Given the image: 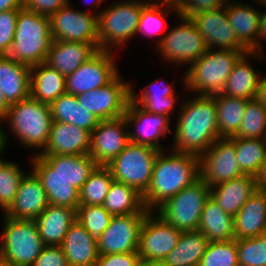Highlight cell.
Here are the masks:
<instances>
[{"instance_id": "9f6ffc18", "label": "cell", "mask_w": 266, "mask_h": 266, "mask_svg": "<svg viewBox=\"0 0 266 266\" xmlns=\"http://www.w3.org/2000/svg\"><path fill=\"white\" fill-rule=\"evenodd\" d=\"M266 108V76L261 75L256 98Z\"/></svg>"}, {"instance_id": "f35d334b", "label": "cell", "mask_w": 266, "mask_h": 266, "mask_svg": "<svg viewBox=\"0 0 266 266\" xmlns=\"http://www.w3.org/2000/svg\"><path fill=\"white\" fill-rule=\"evenodd\" d=\"M235 143L237 162L244 174L256 176L266 159V139L231 137Z\"/></svg>"}, {"instance_id": "bcb514c9", "label": "cell", "mask_w": 266, "mask_h": 266, "mask_svg": "<svg viewBox=\"0 0 266 266\" xmlns=\"http://www.w3.org/2000/svg\"><path fill=\"white\" fill-rule=\"evenodd\" d=\"M239 266H266V233L236 239Z\"/></svg>"}, {"instance_id": "d4e9b609", "label": "cell", "mask_w": 266, "mask_h": 266, "mask_svg": "<svg viewBox=\"0 0 266 266\" xmlns=\"http://www.w3.org/2000/svg\"><path fill=\"white\" fill-rule=\"evenodd\" d=\"M0 91L9 105L30 96V66L0 55Z\"/></svg>"}, {"instance_id": "db71d44e", "label": "cell", "mask_w": 266, "mask_h": 266, "mask_svg": "<svg viewBox=\"0 0 266 266\" xmlns=\"http://www.w3.org/2000/svg\"><path fill=\"white\" fill-rule=\"evenodd\" d=\"M255 178L257 190L266 192V159L263 161L261 168Z\"/></svg>"}, {"instance_id": "4316f807", "label": "cell", "mask_w": 266, "mask_h": 266, "mask_svg": "<svg viewBox=\"0 0 266 266\" xmlns=\"http://www.w3.org/2000/svg\"><path fill=\"white\" fill-rule=\"evenodd\" d=\"M266 233V192L257 190L234 216L235 239Z\"/></svg>"}, {"instance_id": "7a4b0ae2", "label": "cell", "mask_w": 266, "mask_h": 266, "mask_svg": "<svg viewBox=\"0 0 266 266\" xmlns=\"http://www.w3.org/2000/svg\"><path fill=\"white\" fill-rule=\"evenodd\" d=\"M166 151L158 154L149 188L143 195V202L148 211L157 210L172 196L200 178L198 155Z\"/></svg>"}, {"instance_id": "60d3db41", "label": "cell", "mask_w": 266, "mask_h": 266, "mask_svg": "<svg viewBox=\"0 0 266 266\" xmlns=\"http://www.w3.org/2000/svg\"><path fill=\"white\" fill-rule=\"evenodd\" d=\"M239 138L266 139V108L257 100H249L240 128Z\"/></svg>"}, {"instance_id": "30bf717a", "label": "cell", "mask_w": 266, "mask_h": 266, "mask_svg": "<svg viewBox=\"0 0 266 266\" xmlns=\"http://www.w3.org/2000/svg\"><path fill=\"white\" fill-rule=\"evenodd\" d=\"M181 24L171 28L158 39L157 50L164 61L175 65L192 64L207 50L204 37L190 18L177 15Z\"/></svg>"}, {"instance_id": "2e32d148", "label": "cell", "mask_w": 266, "mask_h": 266, "mask_svg": "<svg viewBox=\"0 0 266 266\" xmlns=\"http://www.w3.org/2000/svg\"><path fill=\"white\" fill-rule=\"evenodd\" d=\"M124 116L101 120L91 132L89 155L98 164L107 166L130 143Z\"/></svg>"}, {"instance_id": "f1b7e54d", "label": "cell", "mask_w": 266, "mask_h": 266, "mask_svg": "<svg viewBox=\"0 0 266 266\" xmlns=\"http://www.w3.org/2000/svg\"><path fill=\"white\" fill-rule=\"evenodd\" d=\"M75 220V209L52 204L35 219L39 235L46 246H60Z\"/></svg>"}, {"instance_id": "b9f144b4", "label": "cell", "mask_w": 266, "mask_h": 266, "mask_svg": "<svg viewBox=\"0 0 266 266\" xmlns=\"http://www.w3.org/2000/svg\"><path fill=\"white\" fill-rule=\"evenodd\" d=\"M172 10L176 11L175 13L178 15V8L174 4L156 2L147 3L142 8L137 35L141 32V36L142 34L148 37L158 36L162 31V28H164L165 17H167L169 13H172Z\"/></svg>"}, {"instance_id": "6da1fadb", "label": "cell", "mask_w": 266, "mask_h": 266, "mask_svg": "<svg viewBox=\"0 0 266 266\" xmlns=\"http://www.w3.org/2000/svg\"><path fill=\"white\" fill-rule=\"evenodd\" d=\"M179 108L171 150L200 156L220 138L214 97L187 98Z\"/></svg>"}, {"instance_id": "d6a6232c", "label": "cell", "mask_w": 266, "mask_h": 266, "mask_svg": "<svg viewBox=\"0 0 266 266\" xmlns=\"http://www.w3.org/2000/svg\"><path fill=\"white\" fill-rule=\"evenodd\" d=\"M198 231L202 232L209 242L234 240V217L209 196L203 206Z\"/></svg>"}, {"instance_id": "7c38bea8", "label": "cell", "mask_w": 266, "mask_h": 266, "mask_svg": "<svg viewBox=\"0 0 266 266\" xmlns=\"http://www.w3.org/2000/svg\"><path fill=\"white\" fill-rule=\"evenodd\" d=\"M78 102L99 121L124 116L131 99V84L119 73L106 86L76 95Z\"/></svg>"}, {"instance_id": "cb8c5ba5", "label": "cell", "mask_w": 266, "mask_h": 266, "mask_svg": "<svg viewBox=\"0 0 266 266\" xmlns=\"http://www.w3.org/2000/svg\"><path fill=\"white\" fill-rule=\"evenodd\" d=\"M60 246L68 266H95L99 257L97 242L78 220L71 224Z\"/></svg>"}, {"instance_id": "f546056e", "label": "cell", "mask_w": 266, "mask_h": 266, "mask_svg": "<svg viewBox=\"0 0 266 266\" xmlns=\"http://www.w3.org/2000/svg\"><path fill=\"white\" fill-rule=\"evenodd\" d=\"M262 53L246 52L244 53L233 67L231 74L228 76L223 94L246 100L256 98L257 90L260 83V73L249 64L248 58L257 57L261 59Z\"/></svg>"}, {"instance_id": "9c48e42d", "label": "cell", "mask_w": 266, "mask_h": 266, "mask_svg": "<svg viewBox=\"0 0 266 266\" xmlns=\"http://www.w3.org/2000/svg\"><path fill=\"white\" fill-rule=\"evenodd\" d=\"M210 187L199 178L162 204L155 212L181 232L196 231Z\"/></svg>"}, {"instance_id": "603a6c76", "label": "cell", "mask_w": 266, "mask_h": 266, "mask_svg": "<svg viewBox=\"0 0 266 266\" xmlns=\"http://www.w3.org/2000/svg\"><path fill=\"white\" fill-rule=\"evenodd\" d=\"M98 51L99 43L53 40L45 63L66 77Z\"/></svg>"}, {"instance_id": "83f0119b", "label": "cell", "mask_w": 266, "mask_h": 266, "mask_svg": "<svg viewBox=\"0 0 266 266\" xmlns=\"http://www.w3.org/2000/svg\"><path fill=\"white\" fill-rule=\"evenodd\" d=\"M227 0L226 14L238 40L250 51L256 52L261 10L240 1ZM240 2V3H239ZM256 8V9H255Z\"/></svg>"}, {"instance_id": "f907efd6", "label": "cell", "mask_w": 266, "mask_h": 266, "mask_svg": "<svg viewBox=\"0 0 266 266\" xmlns=\"http://www.w3.org/2000/svg\"><path fill=\"white\" fill-rule=\"evenodd\" d=\"M31 266H68L61 246H45Z\"/></svg>"}, {"instance_id": "277c9868", "label": "cell", "mask_w": 266, "mask_h": 266, "mask_svg": "<svg viewBox=\"0 0 266 266\" xmlns=\"http://www.w3.org/2000/svg\"><path fill=\"white\" fill-rule=\"evenodd\" d=\"M52 41L50 17L21 8L7 56L29 66L44 63Z\"/></svg>"}, {"instance_id": "7bdbcfd3", "label": "cell", "mask_w": 266, "mask_h": 266, "mask_svg": "<svg viewBox=\"0 0 266 266\" xmlns=\"http://www.w3.org/2000/svg\"><path fill=\"white\" fill-rule=\"evenodd\" d=\"M25 173L16 162L5 159L0 161V209L3 213L13 203Z\"/></svg>"}, {"instance_id": "ba28073f", "label": "cell", "mask_w": 266, "mask_h": 266, "mask_svg": "<svg viewBox=\"0 0 266 266\" xmlns=\"http://www.w3.org/2000/svg\"><path fill=\"white\" fill-rule=\"evenodd\" d=\"M161 151L130 142L107 167L115 181L122 182L144 195L149 188L153 167Z\"/></svg>"}, {"instance_id": "e0dca14e", "label": "cell", "mask_w": 266, "mask_h": 266, "mask_svg": "<svg viewBox=\"0 0 266 266\" xmlns=\"http://www.w3.org/2000/svg\"><path fill=\"white\" fill-rule=\"evenodd\" d=\"M148 213L112 216L97 242L99 255L137 252L142 223Z\"/></svg>"}, {"instance_id": "5b68a950", "label": "cell", "mask_w": 266, "mask_h": 266, "mask_svg": "<svg viewBox=\"0 0 266 266\" xmlns=\"http://www.w3.org/2000/svg\"><path fill=\"white\" fill-rule=\"evenodd\" d=\"M4 121L22 147L45 148L52 124L50 105L28 97L10 105Z\"/></svg>"}, {"instance_id": "d590c367", "label": "cell", "mask_w": 266, "mask_h": 266, "mask_svg": "<svg viewBox=\"0 0 266 266\" xmlns=\"http://www.w3.org/2000/svg\"><path fill=\"white\" fill-rule=\"evenodd\" d=\"M208 243L198 230L181 232L178 244L162 262L167 266H199Z\"/></svg>"}, {"instance_id": "1f68e13d", "label": "cell", "mask_w": 266, "mask_h": 266, "mask_svg": "<svg viewBox=\"0 0 266 266\" xmlns=\"http://www.w3.org/2000/svg\"><path fill=\"white\" fill-rule=\"evenodd\" d=\"M60 176L81 190L83 184L98 166L89 154L40 155Z\"/></svg>"}, {"instance_id": "be15d7a7", "label": "cell", "mask_w": 266, "mask_h": 266, "mask_svg": "<svg viewBox=\"0 0 266 266\" xmlns=\"http://www.w3.org/2000/svg\"><path fill=\"white\" fill-rule=\"evenodd\" d=\"M254 2H256L258 5H263V6H265L266 7V0H254ZM265 11H266V9H265Z\"/></svg>"}, {"instance_id": "d6986e66", "label": "cell", "mask_w": 266, "mask_h": 266, "mask_svg": "<svg viewBox=\"0 0 266 266\" xmlns=\"http://www.w3.org/2000/svg\"><path fill=\"white\" fill-rule=\"evenodd\" d=\"M190 19L204 37L208 49L249 51L238 40L228 20L225 6L200 12Z\"/></svg>"}, {"instance_id": "11a10c76", "label": "cell", "mask_w": 266, "mask_h": 266, "mask_svg": "<svg viewBox=\"0 0 266 266\" xmlns=\"http://www.w3.org/2000/svg\"><path fill=\"white\" fill-rule=\"evenodd\" d=\"M21 8L22 0H0V12L20 10Z\"/></svg>"}, {"instance_id": "7dc6e473", "label": "cell", "mask_w": 266, "mask_h": 266, "mask_svg": "<svg viewBox=\"0 0 266 266\" xmlns=\"http://www.w3.org/2000/svg\"><path fill=\"white\" fill-rule=\"evenodd\" d=\"M19 10L0 12V55H7L11 49L16 30Z\"/></svg>"}, {"instance_id": "ffe728a7", "label": "cell", "mask_w": 266, "mask_h": 266, "mask_svg": "<svg viewBox=\"0 0 266 266\" xmlns=\"http://www.w3.org/2000/svg\"><path fill=\"white\" fill-rule=\"evenodd\" d=\"M48 205L42 182L32 170L21 179L14 201L3 215L12 219L35 220Z\"/></svg>"}, {"instance_id": "44dd1931", "label": "cell", "mask_w": 266, "mask_h": 266, "mask_svg": "<svg viewBox=\"0 0 266 266\" xmlns=\"http://www.w3.org/2000/svg\"><path fill=\"white\" fill-rule=\"evenodd\" d=\"M91 133L69 123L53 121L48 142L38 155L89 154Z\"/></svg>"}, {"instance_id": "74e56055", "label": "cell", "mask_w": 266, "mask_h": 266, "mask_svg": "<svg viewBox=\"0 0 266 266\" xmlns=\"http://www.w3.org/2000/svg\"><path fill=\"white\" fill-rule=\"evenodd\" d=\"M217 109V127L220 138L235 136L240 128L249 100L218 94L213 96Z\"/></svg>"}, {"instance_id": "8fae6325", "label": "cell", "mask_w": 266, "mask_h": 266, "mask_svg": "<svg viewBox=\"0 0 266 266\" xmlns=\"http://www.w3.org/2000/svg\"><path fill=\"white\" fill-rule=\"evenodd\" d=\"M155 215V216H154ZM181 231L150 211L142 223L138 251L142 263L160 262L178 244Z\"/></svg>"}, {"instance_id": "f6af8a7d", "label": "cell", "mask_w": 266, "mask_h": 266, "mask_svg": "<svg viewBox=\"0 0 266 266\" xmlns=\"http://www.w3.org/2000/svg\"><path fill=\"white\" fill-rule=\"evenodd\" d=\"M199 266H239L236 239L209 242Z\"/></svg>"}, {"instance_id": "8d00e7d4", "label": "cell", "mask_w": 266, "mask_h": 266, "mask_svg": "<svg viewBox=\"0 0 266 266\" xmlns=\"http://www.w3.org/2000/svg\"><path fill=\"white\" fill-rule=\"evenodd\" d=\"M103 207L112 215L149 213L143 202V195L122 182L113 180Z\"/></svg>"}, {"instance_id": "484cf974", "label": "cell", "mask_w": 266, "mask_h": 266, "mask_svg": "<svg viewBox=\"0 0 266 266\" xmlns=\"http://www.w3.org/2000/svg\"><path fill=\"white\" fill-rule=\"evenodd\" d=\"M256 191L255 176L244 174L210 187V196L225 213L234 217Z\"/></svg>"}, {"instance_id": "4dcf8cb0", "label": "cell", "mask_w": 266, "mask_h": 266, "mask_svg": "<svg viewBox=\"0 0 266 266\" xmlns=\"http://www.w3.org/2000/svg\"><path fill=\"white\" fill-rule=\"evenodd\" d=\"M66 93L65 77L47 63L30 66V97L51 104Z\"/></svg>"}, {"instance_id": "681fc988", "label": "cell", "mask_w": 266, "mask_h": 266, "mask_svg": "<svg viewBox=\"0 0 266 266\" xmlns=\"http://www.w3.org/2000/svg\"><path fill=\"white\" fill-rule=\"evenodd\" d=\"M137 252L99 255L95 266H141Z\"/></svg>"}, {"instance_id": "3957f363", "label": "cell", "mask_w": 266, "mask_h": 266, "mask_svg": "<svg viewBox=\"0 0 266 266\" xmlns=\"http://www.w3.org/2000/svg\"><path fill=\"white\" fill-rule=\"evenodd\" d=\"M246 52L249 51L208 49L183 75L184 88L199 96L222 94L234 65Z\"/></svg>"}, {"instance_id": "5bb4252c", "label": "cell", "mask_w": 266, "mask_h": 266, "mask_svg": "<svg viewBox=\"0 0 266 266\" xmlns=\"http://www.w3.org/2000/svg\"><path fill=\"white\" fill-rule=\"evenodd\" d=\"M114 55L113 51L99 50L73 73L66 76V93L85 94L110 83L119 74Z\"/></svg>"}, {"instance_id": "6125c7cd", "label": "cell", "mask_w": 266, "mask_h": 266, "mask_svg": "<svg viewBox=\"0 0 266 266\" xmlns=\"http://www.w3.org/2000/svg\"><path fill=\"white\" fill-rule=\"evenodd\" d=\"M104 0H96V2H94V1H91L93 4H95V7H94V12H95V15H97L98 16V14H99V11L98 12H96V9H99V5L103 2ZM90 2V3H91ZM89 3V2H88Z\"/></svg>"}, {"instance_id": "4fadbf2b", "label": "cell", "mask_w": 266, "mask_h": 266, "mask_svg": "<svg viewBox=\"0 0 266 266\" xmlns=\"http://www.w3.org/2000/svg\"><path fill=\"white\" fill-rule=\"evenodd\" d=\"M200 178L209 186H215L238 178L241 171L231 138H219L199 156Z\"/></svg>"}, {"instance_id": "7402d4cb", "label": "cell", "mask_w": 266, "mask_h": 266, "mask_svg": "<svg viewBox=\"0 0 266 266\" xmlns=\"http://www.w3.org/2000/svg\"><path fill=\"white\" fill-rule=\"evenodd\" d=\"M30 159H32L30 161L32 163V170L40 178L49 204L77 210V207L80 205V191L55 172L40 155L33 154V157Z\"/></svg>"}, {"instance_id": "9a60e30c", "label": "cell", "mask_w": 266, "mask_h": 266, "mask_svg": "<svg viewBox=\"0 0 266 266\" xmlns=\"http://www.w3.org/2000/svg\"><path fill=\"white\" fill-rule=\"evenodd\" d=\"M70 4L50 16L52 40L98 43L97 15L73 9Z\"/></svg>"}, {"instance_id": "e575fe53", "label": "cell", "mask_w": 266, "mask_h": 266, "mask_svg": "<svg viewBox=\"0 0 266 266\" xmlns=\"http://www.w3.org/2000/svg\"><path fill=\"white\" fill-rule=\"evenodd\" d=\"M52 121L69 123L90 133L99 120L78 102L76 95L65 93L50 104Z\"/></svg>"}, {"instance_id": "52a82bcc", "label": "cell", "mask_w": 266, "mask_h": 266, "mask_svg": "<svg viewBox=\"0 0 266 266\" xmlns=\"http://www.w3.org/2000/svg\"><path fill=\"white\" fill-rule=\"evenodd\" d=\"M114 3L97 16L99 50L114 51L137 35L142 8L147 4L139 0Z\"/></svg>"}, {"instance_id": "8992f818", "label": "cell", "mask_w": 266, "mask_h": 266, "mask_svg": "<svg viewBox=\"0 0 266 266\" xmlns=\"http://www.w3.org/2000/svg\"><path fill=\"white\" fill-rule=\"evenodd\" d=\"M3 218L0 266H31L46 246L36 221Z\"/></svg>"}, {"instance_id": "ab89813d", "label": "cell", "mask_w": 266, "mask_h": 266, "mask_svg": "<svg viewBox=\"0 0 266 266\" xmlns=\"http://www.w3.org/2000/svg\"><path fill=\"white\" fill-rule=\"evenodd\" d=\"M113 180L109 168L98 165L80 190V205H103Z\"/></svg>"}, {"instance_id": "816d5d0a", "label": "cell", "mask_w": 266, "mask_h": 266, "mask_svg": "<svg viewBox=\"0 0 266 266\" xmlns=\"http://www.w3.org/2000/svg\"><path fill=\"white\" fill-rule=\"evenodd\" d=\"M69 1L70 0H22V8L50 17Z\"/></svg>"}, {"instance_id": "ee69618b", "label": "cell", "mask_w": 266, "mask_h": 266, "mask_svg": "<svg viewBox=\"0 0 266 266\" xmlns=\"http://www.w3.org/2000/svg\"><path fill=\"white\" fill-rule=\"evenodd\" d=\"M112 215L103 205H79L76 210L78 220L95 242L109 226Z\"/></svg>"}, {"instance_id": "f5cc1de1", "label": "cell", "mask_w": 266, "mask_h": 266, "mask_svg": "<svg viewBox=\"0 0 266 266\" xmlns=\"http://www.w3.org/2000/svg\"><path fill=\"white\" fill-rule=\"evenodd\" d=\"M266 39V11H261L259 21V32L256 38V52L263 53L262 40Z\"/></svg>"}, {"instance_id": "6f0895ef", "label": "cell", "mask_w": 266, "mask_h": 266, "mask_svg": "<svg viewBox=\"0 0 266 266\" xmlns=\"http://www.w3.org/2000/svg\"><path fill=\"white\" fill-rule=\"evenodd\" d=\"M1 123L2 121H0V158H2L1 154L5 151L4 148H7V144L9 140V138L7 137L9 133L6 134V131L3 128V125Z\"/></svg>"}, {"instance_id": "836d02e7", "label": "cell", "mask_w": 266, "mask_h": 266, "mask_svg": "<svg viewBox=\"0 0 266 266\" xmlns=\"http://www.w3.org/2000/svg\"><path fill=\"white\" fill-rule=\"evenodd\" d=\"M162 82V80H153L149 85L144 86L140 91V95L134 93L135 89H133V86L131 85V100L148 112L162 114L171 119L170 112L175 108L178 99L177 96H175V89L171 84L168 82L166 84L165 82ZM156 85L159 86L156 88Z\"/></svg>"}, {"instance_id": "680465c9", "label": "cell", "mask_w": 266, "mask_h": 266, "mask_svg": "<svg viewBox=\"0 0 266 266\" xmlns=\"http://www.w3.org/2000/svg\"><path fill=\"white\" fill-rule=\"evenodd\" d=\"M10 105L6 102L3 93L0 91V121H4Z\"/></svg>"}, {"instance_id": "c3c4849f", "label": "cell", "mask_w": 266, "mask_h": 266, "mask_svg": "<svg viewBox=\"0 0 266 266\" xmlns=\"http://www.w3.org/2000/svg\"><path fill=\"white\" fill-rule=\"evenodd\" d=\"M227 0H178L175 6L178 15L190 18L200 12L213 10L225 6Z\"/></svg>"}, {"instance_id": "91938a15", "label": "cell", "mask_w": 266, "mask_h": 266, "mask_svg": "<svg viewBox=\"0 0 266 266\" xmlns=\"http://www.w3.org/2000/svg\"><path fill=\"white\" fill-rule=\"evenodd\" d=\"M141 266H167L162 261L141 263Z\"/></svg>"}, {"instance_id": "ac0fdd59", "label": "cell", "mask_w": 266, "mask_h": 266, "mask_svg": "<svg viewBox=\"0 0 266 266\" xmlns=\"http://www.w3.org/2000/svg\"><path fill=\"white\" fill-rule=\"evenodd\" d=\"M124 118L127 122L130 142L165 150L159 143L160 138L171 132L170 118L162 114L148 112L131 99ZM134 125L136 129H132Z\"/></svg>"}, {"instance_id": "94428289", "label": "cell", "mask_w": 266, "mask_h": 266, "mask_svg": "<svg viewBox=\"0 0 266 266\" xmlns=\"http://www.w3.org/2000/svg\"><path fill=\"white\" fill-rule=\"evenodd\" d=\"M151 2H156V3H169V4H176L178 0H151Z\"/></svg>"}]
</instances>
